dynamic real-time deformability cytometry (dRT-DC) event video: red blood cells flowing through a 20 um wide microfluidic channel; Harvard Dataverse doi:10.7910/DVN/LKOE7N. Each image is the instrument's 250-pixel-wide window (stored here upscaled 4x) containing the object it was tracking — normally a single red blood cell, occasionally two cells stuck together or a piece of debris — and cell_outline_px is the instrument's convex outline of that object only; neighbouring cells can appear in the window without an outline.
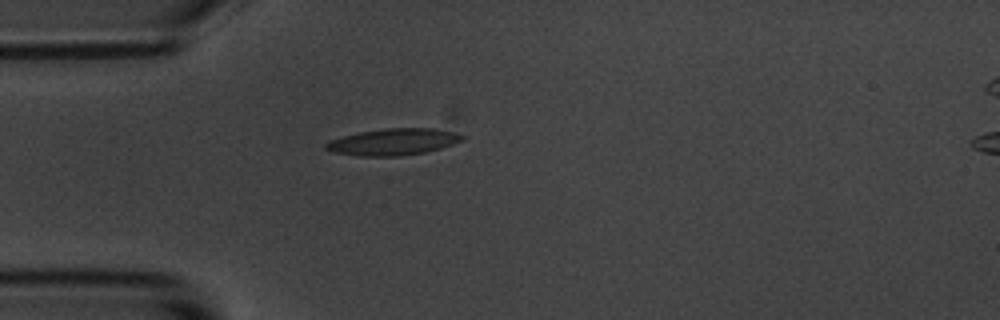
{"species": "common noctule bat (a hibernating species)", "species_latin": "Nyctalus noctula", "temperature_condition": "room temperature", "stored_images_in_passage": 1, "camera_frame_rate_fps": 3000, "um_per_image_px": 0.085, "animal": {"sex": "male", "body_mass_g": 20.1, "forearm_length_mm": 53.5}, "frame": {"image": 1, "passage_image": 1, "time_ms": 0.0, "image_size_px": [1000, 320], "cell_outline_px": [[464, 140], [440, 148], [424, 152], [400, 156], [360, 156], [332, 152], [324, 148], [324, 144], [328, 140], [360, 132], [384, 128], [436, 128], [452, 132], [464, 136]], "centroid_in_image_um": [33.39, 12.06], "position_along_channel_um": 51.6, "area_um2": 21.1}}